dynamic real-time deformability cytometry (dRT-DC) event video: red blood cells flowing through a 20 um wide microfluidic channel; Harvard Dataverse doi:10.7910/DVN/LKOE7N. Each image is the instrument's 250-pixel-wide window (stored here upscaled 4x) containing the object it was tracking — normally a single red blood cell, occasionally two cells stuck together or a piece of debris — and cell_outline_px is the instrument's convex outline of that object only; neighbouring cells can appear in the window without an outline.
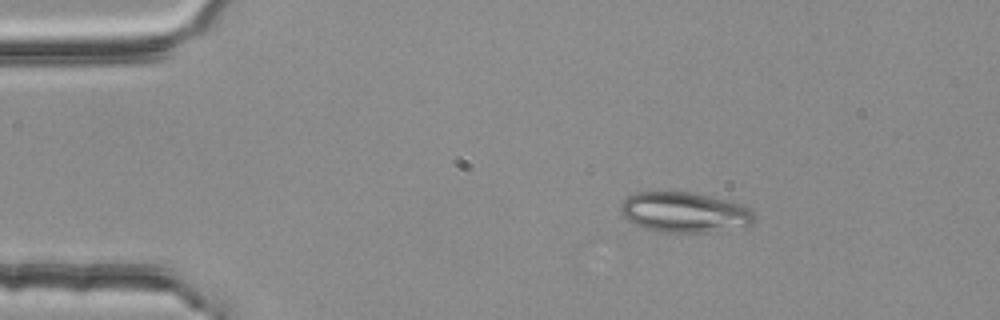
{"species": "common noctule bat (a hibernating species)", "species_latin": "Nyctalus noctula", "temperature_condition": "room temperature", "stored_images_in_passage": 3, "camera_frame_rate_fps": 3000, "um_per_image_px": 0.085, "animal": {"sex": "female", "body_mass_g": 25.1}, "frame": {"image": 1, "passage_image": 1, "time_ms": 0.0, "image_size_px": [1000, 320], "cell_outline_px": [[756, 216], [752, 224], [748, 228], [708, 232], [664, 232], [644, 228], [628, 220], [620, 212], [620, 204], [628, 196], [636, 192], [688, 192], [732, 200], [744, 204], [752, 208]], "centroid_in_image_um": [58.29, 18.05], "position_along_channel_um": 26.7, "area_um2": 31.96}}